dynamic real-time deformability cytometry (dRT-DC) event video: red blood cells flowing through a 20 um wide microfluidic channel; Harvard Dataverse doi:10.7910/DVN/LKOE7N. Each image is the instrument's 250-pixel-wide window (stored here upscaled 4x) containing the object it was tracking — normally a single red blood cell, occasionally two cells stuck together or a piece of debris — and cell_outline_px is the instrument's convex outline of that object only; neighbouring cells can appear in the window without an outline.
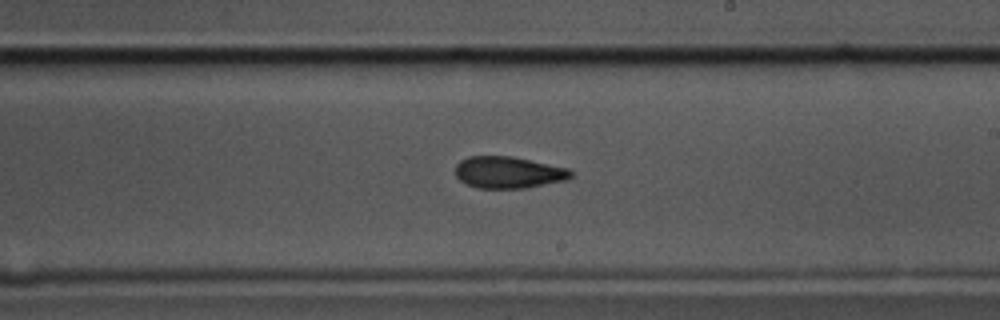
{"species": "common noctule bat (a hibernating species)", "species_latin": "Nyctalus noctula", "temperature_condition": "cold", "stored_images_in_passage": 40, "camera_frame_rate_fps": 3000, "um_per_image_px": 0.085, "animal": {"sex": "male", "body_mass_g": 17.5, "forearm_length_mm": 52.3}, "frame": {"image": 1, "passage_image": 16, "time_ms": 5.0, "image_size_px": [1000, 320], "cell_outline_px": [[572, 176], [568, 180], [528, 188], [480, 188], [468, 184], [460, 180], [456, 176], [456, 164], [460, 160], [468, 156], [512, 156], [568, 168], [572, 172]], "centroid_in_image_um": [43.23, 14.65], "position_along_channel_um": 245.8, "area_um2": 21.44}}
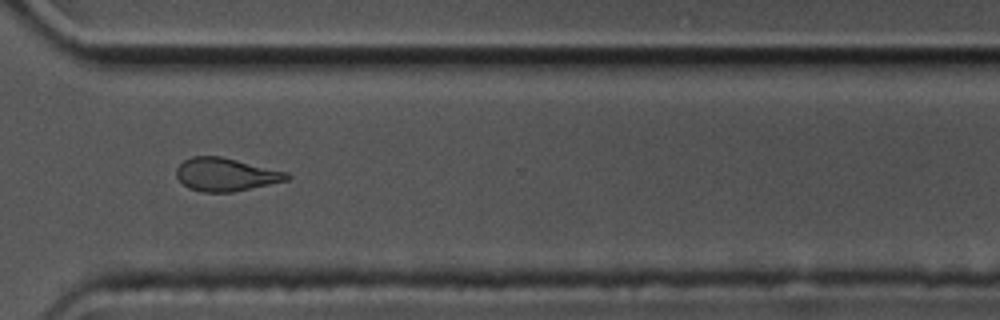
{"frame": {"image": 2, "passage_image": 25, "time_ms": 8.0, "image_size_px": [1000, 320], "cell_outline_px": [[292, 176], [288, 180], [232, 192], [200, 192], [188, 188], [176, 176], [176, 168], [184, 160], [192, 156], [220, 156], [288, 172]], "centroid_in_image_um": [19.18, 14.83], "position_along_channel_um": 351.4, "area_um2": 21.27}}
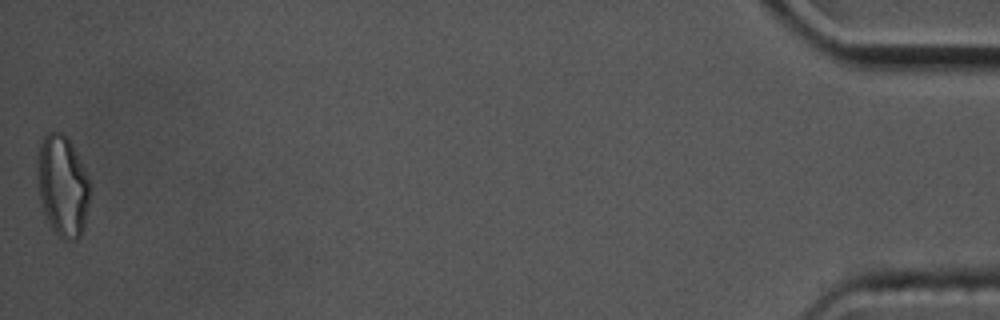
{"frame": {"image": 3, "passage_image": 40, "time_ms": 13.0, "image_size_px": [1000, 320], "cell_outline_px": [[88, 204], [84, 228], [80, 236], [76, 240], [64, 240], [52, 228], [44, 212], [40, 196], [36, 176], [36, 156], [40, 144], [44, 136], [48, 132], [60, 132], [72, 144], [88, 180]], "centroid_in_image_um": [5.28, 15.8], "position_along_channel_um": 429.9, "area_um2": 30.52}, "authors_computed_cell_mechanics": {"area_um2": 22.3108, "velocity_mm_per_s": 3.5147, "shape_relaxation_time_tau1_ms": 5.0377, "shape_relaxation_time_tau2_ms": 4.1245, "deformation_change_tau1": 0.1177, "deformation_change_tau2": 0.1032}}